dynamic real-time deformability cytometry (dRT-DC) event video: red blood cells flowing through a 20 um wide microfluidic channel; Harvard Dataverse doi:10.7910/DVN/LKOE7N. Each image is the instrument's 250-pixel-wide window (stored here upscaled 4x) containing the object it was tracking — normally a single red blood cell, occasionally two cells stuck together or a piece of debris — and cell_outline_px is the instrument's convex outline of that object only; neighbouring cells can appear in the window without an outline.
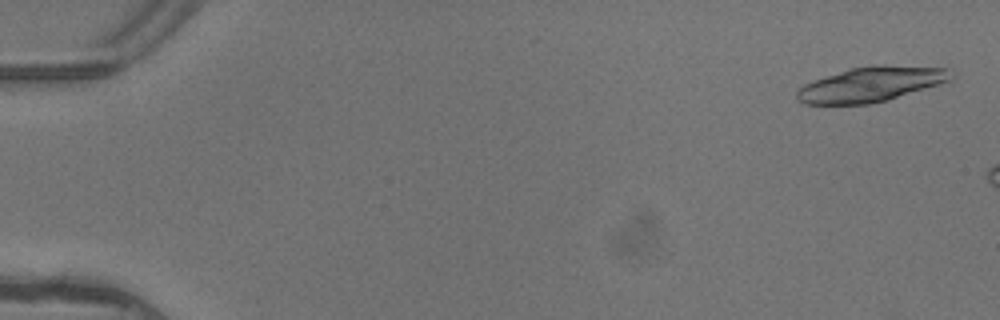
{"species": "common noctule bat (a hibernating species)", "species_latin": "Nyctalus noctula", "temperature_condition": "warm", "stored_images_in_passage": 3, "camera_frame_rate_fps": 3000, "um_per_image_px": 0.085, "animal": {"sex": "female"}, "frame": {"image": 1, "passage_image": 1, "time_ms": 0.0, "image_size_px": [1000, 320], "cell_outline_px": [[952, 80], [888, 100], [868, 104], [804, 104], [796, 96], [796, 88], [812, 80], [848, 68], [872, 64], [884, 64], [948, 68]], "centroid_in_image_um": [74.0, 7.15], "position_along_channel_um": 11.0, "area_um2": 31.62}}